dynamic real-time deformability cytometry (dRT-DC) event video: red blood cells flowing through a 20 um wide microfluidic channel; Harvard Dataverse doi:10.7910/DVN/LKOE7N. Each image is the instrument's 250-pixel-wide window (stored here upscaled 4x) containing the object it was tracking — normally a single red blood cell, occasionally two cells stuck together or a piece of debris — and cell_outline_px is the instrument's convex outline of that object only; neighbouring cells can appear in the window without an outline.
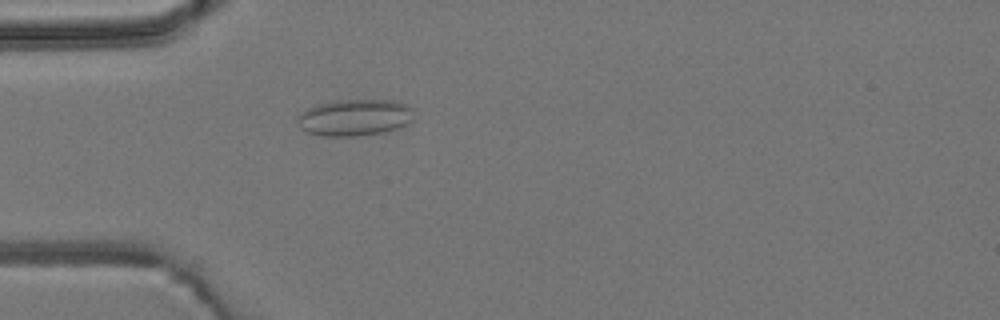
{"species": "common noctule bat (a hibernating species)", "species_latin": "Nyctalus noctula", "temperature_condition": "room temperature", "stored_images_in_passage": 4, "camera_frame_rate_fps": 3000, "um_per_image_px": 0.085, "animal": {"sex": "male", "body_mass_g": 19.2, "forearm_length_mm": 51.8}, "frame": {"image": 1, "passage_image": 4, "time_ms": 3.667, "image_size_px": [1000, 320], "cell_outline_px": [[416, 108], [412, 120], [408, 124], [384, 132], [356, 136], [324, 136], [308, 132], [300, 128], [296, 120], [296, 116], [300, 112], [316, 104], [340, 100], [392, 100]], "centroid_in_image_um": [30.15, 9.98], "position_along_channel_um": 54.8, "area_um2": 25.09}}